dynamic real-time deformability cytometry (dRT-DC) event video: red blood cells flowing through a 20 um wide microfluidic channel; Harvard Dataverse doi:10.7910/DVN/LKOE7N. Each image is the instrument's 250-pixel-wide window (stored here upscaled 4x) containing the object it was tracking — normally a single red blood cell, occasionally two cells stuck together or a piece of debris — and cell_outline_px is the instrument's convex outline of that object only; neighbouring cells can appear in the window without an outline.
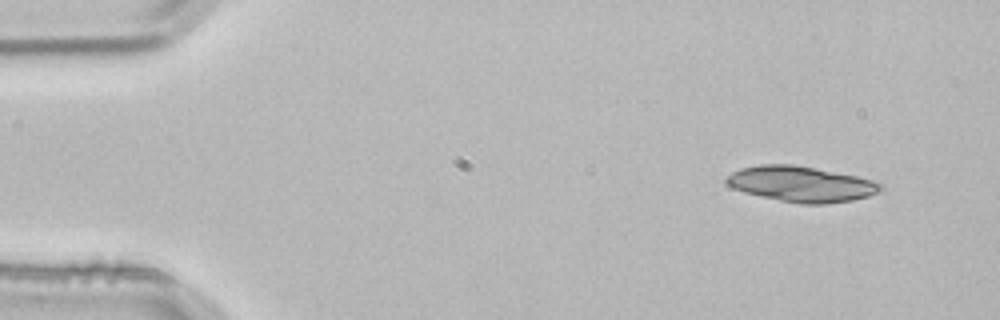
{"species": "common noctule bat (a hibernating species)", "species_latin": "Nyctalus noctula", "temperature_condition": "room temperature", "stored_images_in_passage": 3, "camera_frame_rate_fps": 3000, "um_per_image_px": 0.085, "animal": {"sex": "male", "body_mass_g": 21.5, "forearm_length_mm": 52.0}, "frame": {"image": 1, "passage_image": 1, "time_ms": 0.0, "image_size_px": [1000, 320], "cell_outline_px": [[884, 188], [868, 196], [852, 200], [824, 204], [800, 204], [780, 200], [744, 192], [732, 188], [724, 184], [724, 176], [740, 168], [760, 164], [792, 164], [816, 168], [856, 176], [872, 180], [880, 184]], "centroid_in_image_um": [68.02, 15.63], "position_along_channel_um": 17.0, "area_um2": 31.96}}